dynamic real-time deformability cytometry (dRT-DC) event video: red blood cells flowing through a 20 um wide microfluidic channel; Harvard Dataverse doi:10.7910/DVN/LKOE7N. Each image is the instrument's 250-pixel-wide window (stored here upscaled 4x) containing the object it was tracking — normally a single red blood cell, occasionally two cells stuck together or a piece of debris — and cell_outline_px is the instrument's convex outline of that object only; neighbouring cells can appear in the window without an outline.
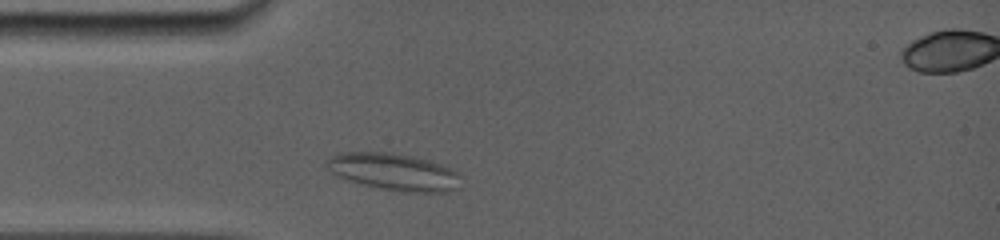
{"species": "common noctule bat (a hibernating species)", "species_latin": "Nyctalus noctula", "temperature_condition": "room temperature", "stored_images_in_passage": 2, "segment_of_instrument_passage": [1, 2], "camera_frame_rate_fps": 5000, "um_per_image_px": 0.085, "animal": {"sex": "female", "body_mass_g": 19.0, "forearm_length_mm": 56.7}, "frame": {"image": 1, "passage_image": 1, "time_ms": 0.0, "image_size_px": [1000, 240], "cell_outline_px": [[460, 188], [448, 192], [408, 192], [380, 188], [348, 180], [336, 176], [324, 164], [324, 160], [340, 152], [392, 152], [412, 156], [428, 160], [440, 164], [460, 172]], "centroid_in_image_um": [33.49, 14.6], "position_along_channel_um": 51.5, "area_um2": 29.13}}